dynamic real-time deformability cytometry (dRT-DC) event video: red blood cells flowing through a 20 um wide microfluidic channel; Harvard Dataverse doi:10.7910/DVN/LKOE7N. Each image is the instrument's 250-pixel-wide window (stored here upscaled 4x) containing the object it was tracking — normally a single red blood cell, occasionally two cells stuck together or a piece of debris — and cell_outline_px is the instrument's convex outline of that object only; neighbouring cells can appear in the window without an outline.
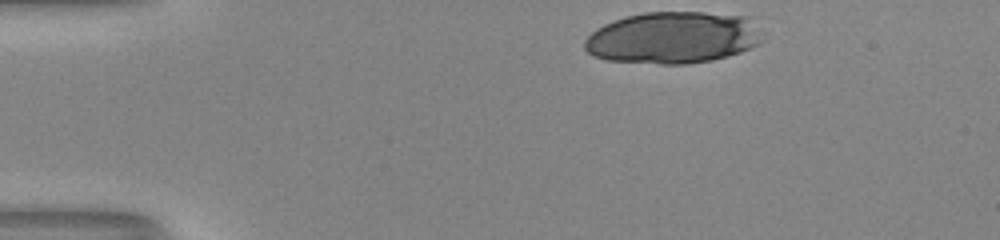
{"species": "human", "species_latin": "Homo sapiens", "temperature_condition": "room temperature", "stored_images_in_passage": 36, "camera_frame_rate_fps": 3000, "um_per_image_px": 0.085, "donor": {"sex": "male"}, "frame": {"image": 1, "passage_image": 1, "time_ms": 0.0, "image_size_px": [1000, 240], "cell_outline_px": [[764, 40], [760, 44], [752, 48], [728, 56], [712, 60], [688, 64], [660, 64], [608, 60], [592, 56], [584, 48], [584, 40], [596, 28], [612, 20], [644, 12], [704, 12], [748, 16], [764, 28]], "centroid_in_image_um": [57.28, 3.19], "position_along_channel_um": 27.7, "area_um2": 54.68}}
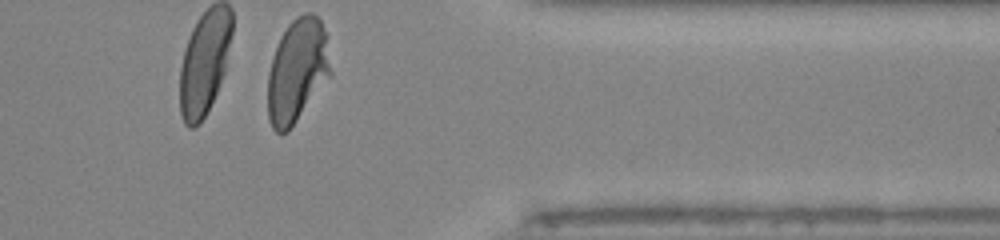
{"frame": {"image": 2, "passage_image": 36, "time_ms": 11.667, "image_size_px": [1000, 240], "cell_outline_px": [[332, 72], [288, 132], [276, 132], [272, 128], [268, 120], [268, 72], [272, 56], [280, 36], [288, 24], [296, 16], [304, 12], [312, 12], [320, 20], [324, 32]], "centroid_in_image_um": [25.23, 6.0], "position_along_channel_um": 386.2, "area_um2": 37.63}, "authors_computed_cell_mechanics": {"area_um2": 37.9168, "velocity_mm_per_s": 3.9951, "shape_relaxation_time_tau1_ms": 4.7408, "shape_relaxation_time_tau2_ms": null, "deformation_change_tau1": 0.2237, "deformation_change_tau2": null}}